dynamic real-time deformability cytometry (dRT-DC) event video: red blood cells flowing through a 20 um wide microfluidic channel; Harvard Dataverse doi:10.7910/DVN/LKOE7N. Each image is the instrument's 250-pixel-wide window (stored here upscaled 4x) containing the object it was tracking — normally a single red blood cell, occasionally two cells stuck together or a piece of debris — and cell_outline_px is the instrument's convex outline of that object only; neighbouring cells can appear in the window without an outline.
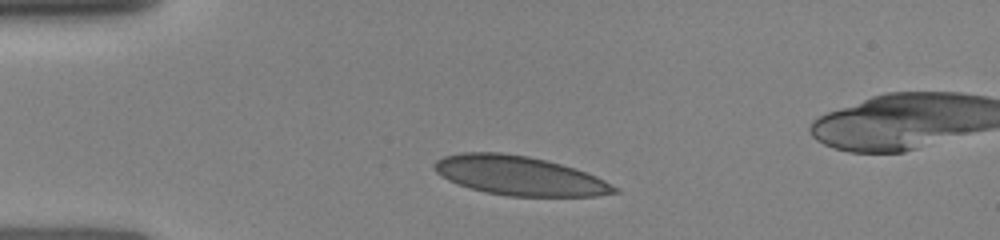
{"species": "human", "species_latin": "Homo sapiens", "temperature_condition": "room temperature", "stored_images_in_passage": 3, "camera_frame_rate_fps": 3000, "um_per_image_px": 0.085, "donor": {"sex": "female"}, "frame": {"image": 1, "passage_image": 1, "time_ms": 0.0, "image_size_px": [1000, 240], "cell_outline_px": [[620, 192], [596, 196], [508, 196], [484, 192], [448, 180], [436, 172], [432, 164], [436, 160], [444, 156], [460, 152], [500, 152], [528, 156], [548, 160], [576, 168], [596, 176], [620, 188]], "centroid_in_image_um": [44.17, 14.92], "position_along_channel_um": 40.8, "area_um2": 41.27}}